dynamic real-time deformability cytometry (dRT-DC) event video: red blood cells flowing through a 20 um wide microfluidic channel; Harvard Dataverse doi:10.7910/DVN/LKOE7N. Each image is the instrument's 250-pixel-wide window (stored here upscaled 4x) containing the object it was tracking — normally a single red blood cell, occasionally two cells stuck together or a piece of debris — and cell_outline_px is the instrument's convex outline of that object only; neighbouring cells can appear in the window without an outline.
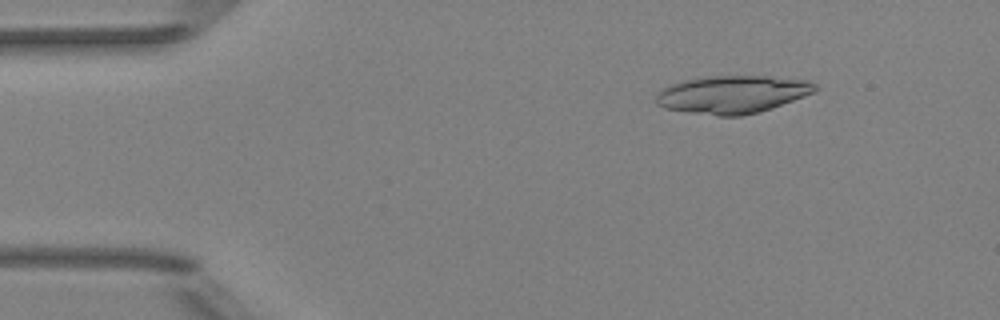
{"species": "Egyptian fruit bat (a non-hibernating species)", "species_latin": "Rousettus aegyptiacus", "temperature_condition": "room temperature", "stored_images_in_passage": 4, "camera_frame_rate_fps": 3000, "um_per_image_px": 0.085, "animal": {"sex": "female"}, "frame": {"image": 1, "passage_image": 2, "time_ms": 1.333, "image_size_px": [1000, 320], "cell_outline_px": [[816, 92], [772, 108], [760, 112], [740, 116], [716, 116], [688, 112], [664, 108], [656, 104], [656, 96], [660, 88], [668, 84], [700, 76], [768, 76], [808, 80], [816, 84]], "centroid_in_image_um": [62.22, 8.02], "position_along_channel_um": 22.8, "area_um2": 35.43}}